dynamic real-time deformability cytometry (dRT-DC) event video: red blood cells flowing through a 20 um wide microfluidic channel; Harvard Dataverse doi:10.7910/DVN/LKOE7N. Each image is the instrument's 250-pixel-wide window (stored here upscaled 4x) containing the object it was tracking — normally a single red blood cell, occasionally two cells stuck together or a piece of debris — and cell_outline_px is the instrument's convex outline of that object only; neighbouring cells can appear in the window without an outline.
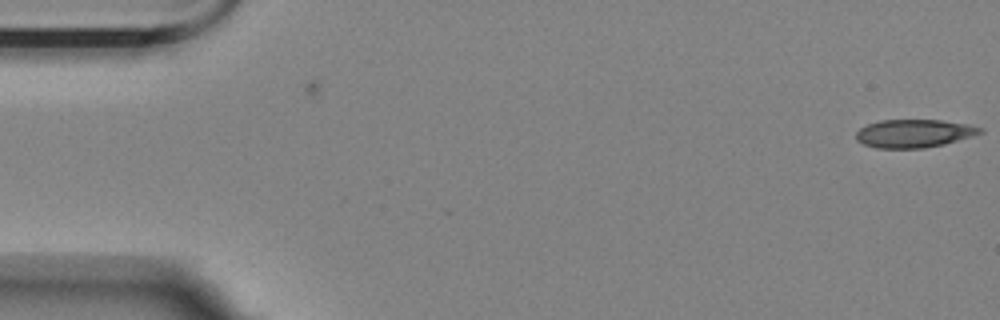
{"species": "Egyptian fruit bat (a non-hibernating species)", "species_latin": "Rousettus aegyptiacus", "temperature_condition": "room temperature", "stored_images_in_passage": 2, "camera_frame_rate_fps": 3000, "um_per_image_px": 0.085, "animal": {"sex": "female"}, "frame": {"image": 1, "passage_image": 2, "time_ms": 1.0, "image_size_px": [1000, 320], "cell_outline_px": [[984, 132], [972, 136], [944, 144], [924, 148], [876, 148], [864, 144], [856, 140], [856, 132], [860, 128], [868, 124], [880, 120], [940, 120], [968, 124], [984, 128]], "centroid_in_image_um": [77.7, 11.34], "position_along_channel_um": 7.3, "area_um2": 20.35}}